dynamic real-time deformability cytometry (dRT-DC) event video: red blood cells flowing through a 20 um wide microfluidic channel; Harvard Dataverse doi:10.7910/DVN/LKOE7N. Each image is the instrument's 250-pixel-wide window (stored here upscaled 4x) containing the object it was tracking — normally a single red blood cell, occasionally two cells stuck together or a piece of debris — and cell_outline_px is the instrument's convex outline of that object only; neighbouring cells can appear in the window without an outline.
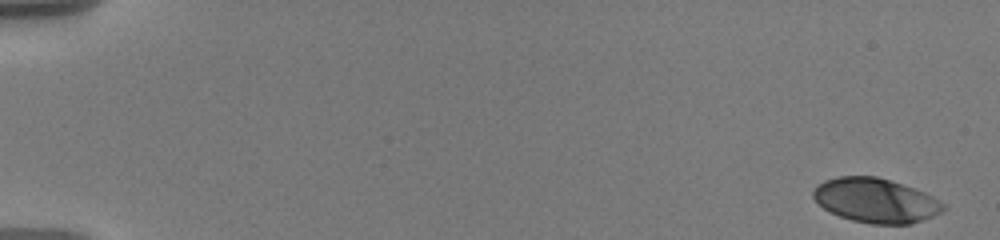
{"species": "human", "species_latin": "Homo sapiens", "temperature_condition": "warm", "stored_images_in_passage": 30, "camera_frame_rate_fps": 3000, "um_per_image_px": 0.085, "donor": {"sex": "male"}, "frame": {"image": 1, "passage_image": 1, "time_ms": 0.0, "image_size_px": [1000, 240], "cell_outline_px": [[948, 208], [932, 216], [908, 224], [872, 224], [852, 220], [840, 216], [824, 208], [812, 196], [812, 192], [816, 184], [824, 180], [840, 176], [876, 176], [924, 192], [940, 200]], "centroid_in_image_um": [74.42, 17.03], "position_along_channel_um": 10.6, "area_um2": 33.35}}
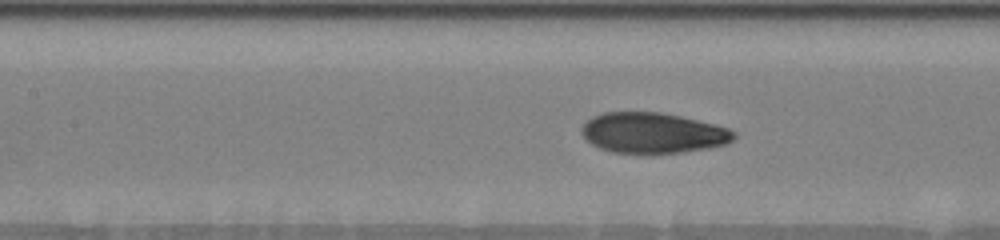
{"frame": {"image": 2, "passage_image": 14, "time_ms": 8.667, "image_size_px": [1000, 240], "cell_outline_px": [[736, 136], [728, 144], [708, 148], [652, 156], [612, 152], [600, 148], [592, 144], [580, 132], [580, 128], [592, 116], [604, 112], [660, 112], [680, 116], [716, 124], [728, 128], [736, 132]], "centroid_in_image_um": [55.5, 11.33], "position_along_channel_um": 151.9, "area_um2": 36.7}}
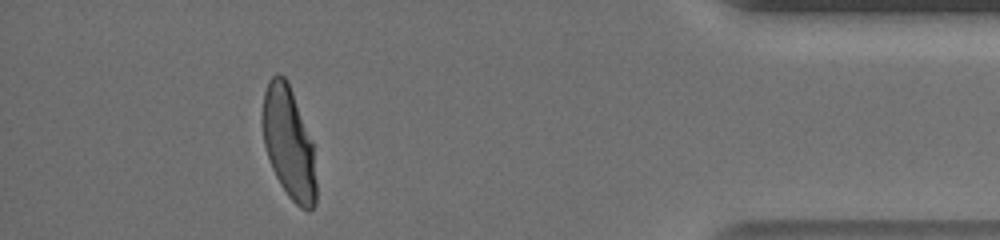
{"frame": {"image": 3, "passage_image": 27, "time_ms": 17.0, "image_size_px": [1000, 240], "cell_outline_px": [[316, 204], [308, 212], [300, 208], [288, 196], [280, 184], [272, 168], [264, 144], [260, 120], [264, 92], [268, 80], [276, 72], [284, 76], [288, 80], [312, 140], [316, 180]], "centroid_in_image_um": [24.53, 12.12], "position_along_channel_um": 410.7, "area_um2": 35.49}, "authors_computed_cell_mechanics": {"area_um2": 35.836, "velocity_mm_per_s": 3.5975, "shape_relaxation_time_tau1_ms": 4.1687, "shape_relaxation_time_tau2_ms": null, "deformation_change_tau1": 0.1907, "deformation_change_tau2": null}}